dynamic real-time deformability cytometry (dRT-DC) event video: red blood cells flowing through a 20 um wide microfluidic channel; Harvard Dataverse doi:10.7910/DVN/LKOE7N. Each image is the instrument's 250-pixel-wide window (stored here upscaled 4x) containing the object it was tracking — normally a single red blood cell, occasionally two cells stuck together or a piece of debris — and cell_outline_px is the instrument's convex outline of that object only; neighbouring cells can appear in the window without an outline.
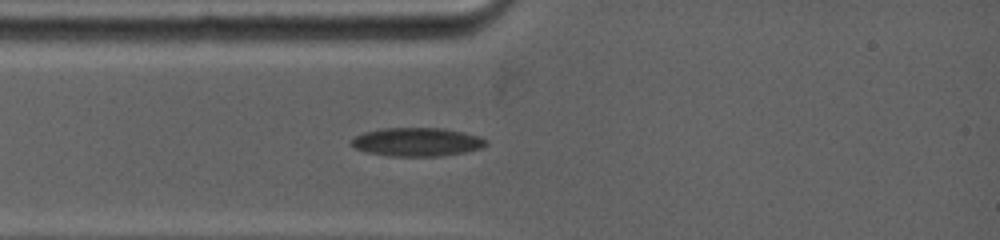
{"species": "common noctule bat (a hibernating species)", "species_latin": "Nyctalus noctula", "temperature_condition": "warm", "stored_images_in_passage": 42, "camera_frame_rate_fps": 5000, "um_per_image_px": 0.085, "animal": {"sex": "female", "body_mass_g": 19.0, "forearm_length_mm": 53.3}, "frame": {"image": 1, "passage_image": 1, "time_ms": 0.0, "image_size_px": [1000, 240], "cell_outline_px": [[488, 144], [480, 148], [464, 152], [440, 156], [392, 156], [364, 152], [348, 144], [348, 140], [364, 132], [380, 128], [444, 128], [464, 132], [480, 136], [488, 140]], "centroid_in_image_um": [35.41, 12.06], "position_along_channel_um": 49.6, "area_um2": 22.66}}
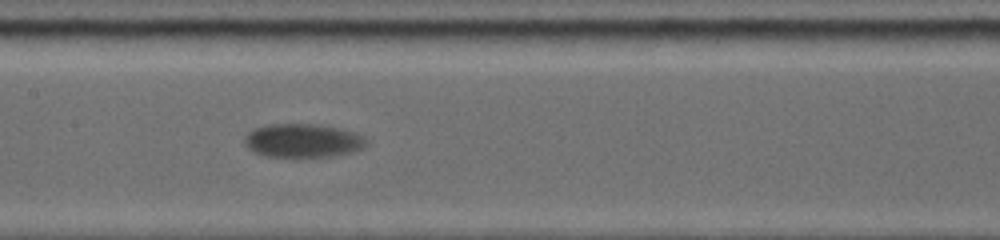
{"frame": {"image": 2, "passage_image": 12, "time_ms": 3.6, "image_size_px": [1000, 240], "cell_outline_px": [[368, 144], [364, 148], [352, 152], [332, 156], [292, 160], [268, 156], [256, 152], [248, 148], [244, 144], [244, 136], [248, 132], [256, 128], [272, 124], [316, 124], [340, 128], [364, 136], [368, 140]], "centroid_in_image_um": [25.76, 12.0], "position_along_channel_um": 181.6, "area_um2": 24.68}}
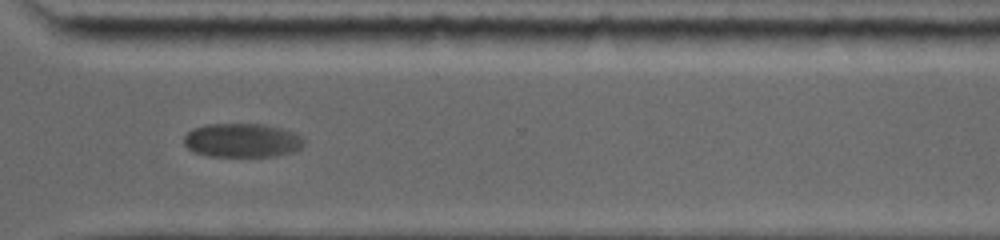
{"frame": {"image": 3, "passage_image": 26, "time_ms": 8.2, "image_size_px": [1000, 240], "cell_outline_px": [[304, 144], [300, 148], [292, 152], [276, 156], [208, 156], [192, 152], [184, 144], [184, 136], [192, 128], [204, 124], [264, 124], [280, 128], [292, 132], [300, 136], [304, 140]], "centroid_in_image_um": [20.54, 11.93], "position_along_channel_um": 350.1, "area_um2": 23.81}}